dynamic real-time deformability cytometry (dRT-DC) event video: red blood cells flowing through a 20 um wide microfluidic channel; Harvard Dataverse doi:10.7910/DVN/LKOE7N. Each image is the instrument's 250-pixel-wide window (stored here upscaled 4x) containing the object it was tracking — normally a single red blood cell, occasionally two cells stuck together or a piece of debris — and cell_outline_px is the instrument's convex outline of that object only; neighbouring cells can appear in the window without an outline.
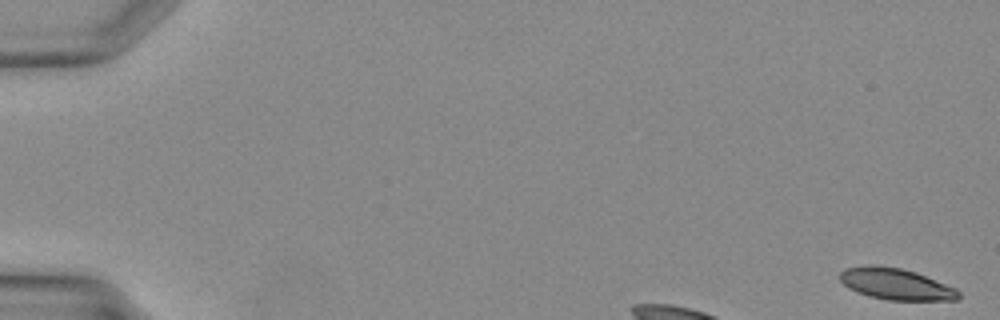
{"species": "Egyptian fruit bat (a non-hibernating species)", "species_latin": "Rousettus aegyptiacus", "temperature_condition": "warm", "stored_images_in_passage": 7, "camera_frame_rate_fps": 3000, "um_per_image_px": 0.085, "animal": {"sex": "female"}, "frame": {"image": 1, "passage_image": 1, "time_ms": 0.0, "image_size_px": [1000, 320], "cell_outline_px": [[960, 300], [888, 300], [868, 296], [848, 288], [840, 280], [840, 272], [844, 268], [868, 264], [900, 268], [916, 272], [956, 288], [960, 292]], "centroid_in_image_um": [76.15, 24.14], "position_along_channel_um": 8.9, "area_um2": 21.79}}